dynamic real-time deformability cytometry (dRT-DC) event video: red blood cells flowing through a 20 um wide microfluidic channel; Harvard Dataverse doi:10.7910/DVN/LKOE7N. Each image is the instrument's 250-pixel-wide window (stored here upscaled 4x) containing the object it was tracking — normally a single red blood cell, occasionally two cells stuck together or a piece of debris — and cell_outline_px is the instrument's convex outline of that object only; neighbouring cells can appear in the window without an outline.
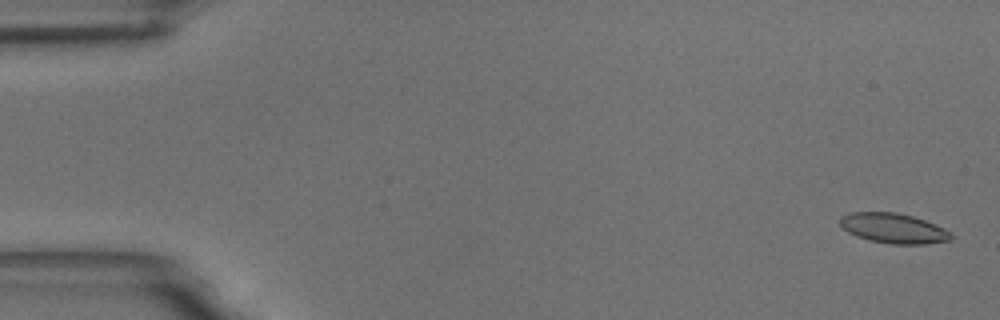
{"species": "common noctule bat (a hibernating species)", "species_latin": "Nyctalus noctula", "temperature_condition": "room temperature", "stored_images_in_passage": 57, "camera_frame_rate_fps": 3000, "um_per_image_px": 0.085, "animal": {"sex": "male", "body_mass_g": 18.8}, "frame": {"image": 1, "passage_image": 2, "time_ms": 0.333, "image_size_px": [1000, 320], "cell_outline_px": [[952, 236], [948, 240], [924, 244], [888, 244], [868, 240], [856, 236], [848, 232], [840, 224], [840, 216], [848, 212], [896, 212], [912, 216], [924, 220], [944, 228]], "centroid_in_image_um": [75.88, 19.4], "position_along_channel_um": 9.1, "area_um2": 19.31}}
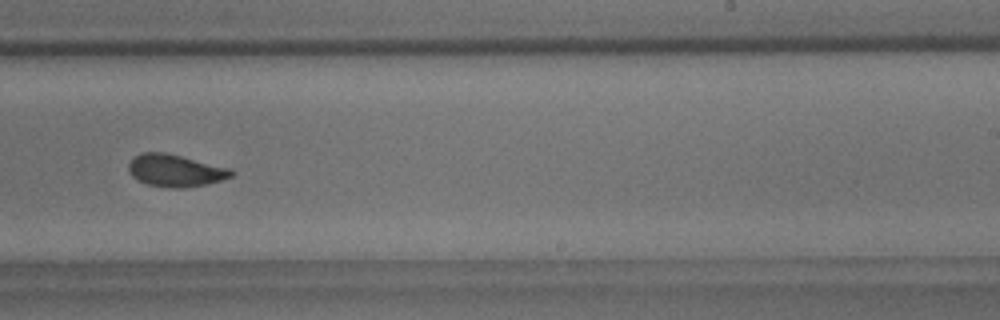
{"frame": {"image": 2, "passage_image": 35, "time_ms": 11.333, "image_size_px": [1000, 320], "cell_outline_px": [[236, 172], [232, 176], [220, 180], [204, 184], [184, 188], [168, 188], [148, 184], [132, 176], [128, 168], [128, 164], [140, 152], [164, 152], [232, 168]], "centroid_in_image_um": [14.93, 14.49], "position_along_channel_um": 274.1, "area_um2": 19.19}}
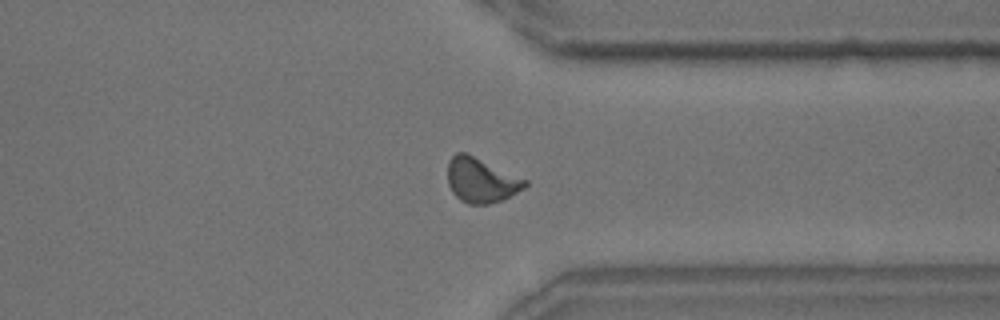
{"frame": {"image": 3, "passage_image": 43, "time_ms": 14.0, "image_size_px": [1000, 320], "cell_outline_px": [[528, 184], [524, 188], [500, 200], [488, 204], [468, 204], [460, 200], [452, 192], [448, 184], [448, 160], [456, 152], [464, 152], [528, 180]], "centroid_in_image_um": [40.87, 15.32], "position_along_channel_um": 370.5, "area_um2": 19.88}, "authors_computed_cell_mechanics": {"area_um2": 19.1896, "velocity_mm_per_s": 3.6661, "shape_relaxation_time_tau1_ms": 4.6017, "shape_relaxation_time_tau2_ms": 1.4364, "deformation_change_tau1": 0.1544, "deformation_change_tau2": 0.0774}}